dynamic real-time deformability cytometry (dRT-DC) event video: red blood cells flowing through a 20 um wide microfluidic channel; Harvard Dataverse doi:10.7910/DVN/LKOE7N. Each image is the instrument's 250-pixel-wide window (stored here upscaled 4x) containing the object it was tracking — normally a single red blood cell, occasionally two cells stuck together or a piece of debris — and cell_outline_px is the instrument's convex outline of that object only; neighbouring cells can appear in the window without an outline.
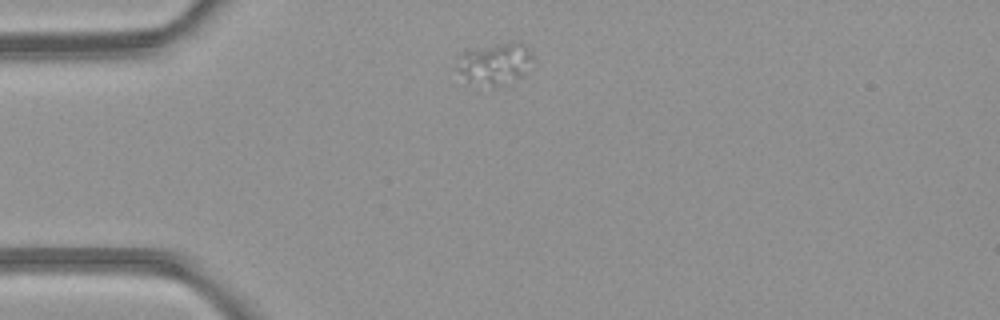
{"species": "common noctule bat (a hibernating species)", "species_latin": "Nyctalus noctula", "temperature_condition": "room temperature", "stored_images_in_passage": 3, "camera_frame_rate_fps": 3000, "um_per_image_px": 0.085, "animal": {"sex": "female", "body_mass_g": 21.9}, "frame": {"image": 1, "passage_image": 1, "time_ms": 0.0, "image_size_px": [1000, 320], "cell_outline_px": [[532, 56], [524, 72], [516, 80], [492, 88], [468, 80], [456, 68], [464, 52], [512, 40], [520, 40], [528, 48]], "centroid_in_image_um": [42.11, 5.39], "position_along_channel_um": 42.9, "area_um2": 17.86}}
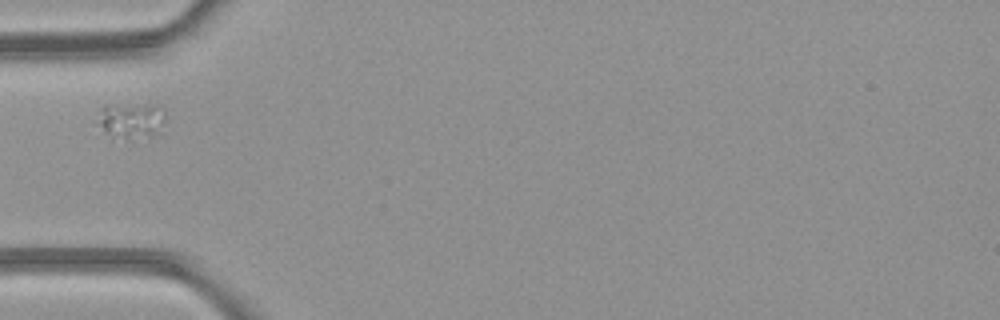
{"frame": {"image": 2, "passage_image": 2, "time_ms": 1.333, "image_size_px": [1000, 320], "cell_outline_px": [[164, 120], [160, 136], [132, 140], [104, 132], [100, 124], [100, 108], [104, 104], [160, 104], [164, 108]], "centroid_in_image_um": [11.26, 10.22], "position_along_channel_um": 73.7, "area_um2": 14.62}}